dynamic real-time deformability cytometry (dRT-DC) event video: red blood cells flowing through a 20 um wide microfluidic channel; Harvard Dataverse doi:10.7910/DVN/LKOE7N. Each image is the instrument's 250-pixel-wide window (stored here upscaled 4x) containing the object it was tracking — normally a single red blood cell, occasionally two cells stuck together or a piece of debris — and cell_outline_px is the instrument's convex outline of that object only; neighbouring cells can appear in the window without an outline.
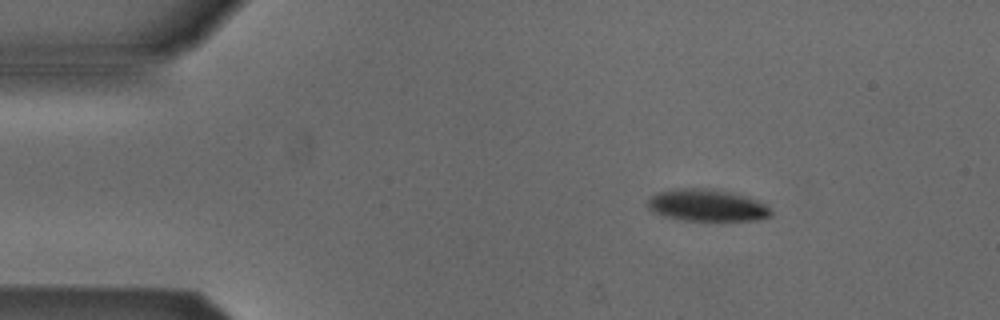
{"species": "Egyptian fruit bat (a non-hibernating species)", "species_latin": "Rousettus aegyptiacus", "temperature_condition": "cold", "stored_images_in_passage": 8, "camera_frame_rate_fps": 3000, "um_per_image_px": 0.085, "animal": {"sex": "male"}, "frame": {"image": 1, "passage_image": 2, "time_ms": 1.0, "image_size_px": [1000, 320], "cell_outline_px": [[772, 216], [756, 220], [684, 220], [664, 216], [652, 212], [648, 208], [648, 200], [652, 196], [660, 192], [684, 188], [712, 188], [728, 192], [756, 200], [764, 204], [772, 212]], "centroid_in_image_um": [60.08, 17.46], "position_along_channel_um": 24.9, "area_um2": 22.54}}
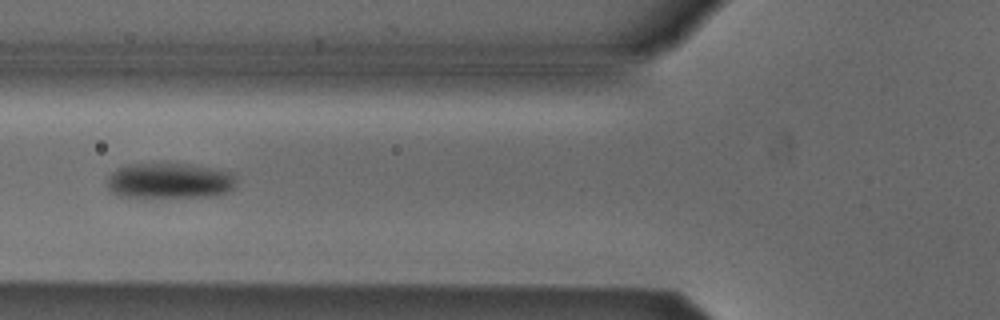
{"frame": {"image": 2, "passage_image": 5, "time_ms": 5.0, "image_size_px": [1000, 320], "cell_outline_px": [[236, 188], [212, 196], [144, 200], [116, 196], [108, 188], [108, 176], [116, 168], [128, 164], [160, 160], [216, 168], [232, 172], [236, 176]], "centroid_in_image_um": [14.36, 15.37], "position_along_channel_um": 111.4, "area_um2": 28.9}}
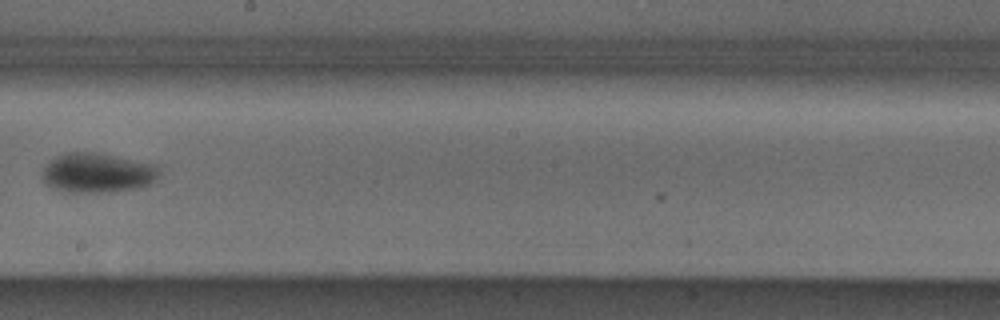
{"frame": {"image": 3, "passage_image": 8, "time_ms": 8.333, "image_size_px": [1000, 320], "cell_outline_px": [[160, 176], [152, 184], [140, 188], [112, 192], [68, 192], [52, 188], [44, 180], [44, 168], [56, 156], [64, 152], [96, 152], [156, 164], [160, 168]], "centroid_in_image_um": [8.37, 14.7], "position_along_channel_um": 239.8, "area_um2": 27.22}}